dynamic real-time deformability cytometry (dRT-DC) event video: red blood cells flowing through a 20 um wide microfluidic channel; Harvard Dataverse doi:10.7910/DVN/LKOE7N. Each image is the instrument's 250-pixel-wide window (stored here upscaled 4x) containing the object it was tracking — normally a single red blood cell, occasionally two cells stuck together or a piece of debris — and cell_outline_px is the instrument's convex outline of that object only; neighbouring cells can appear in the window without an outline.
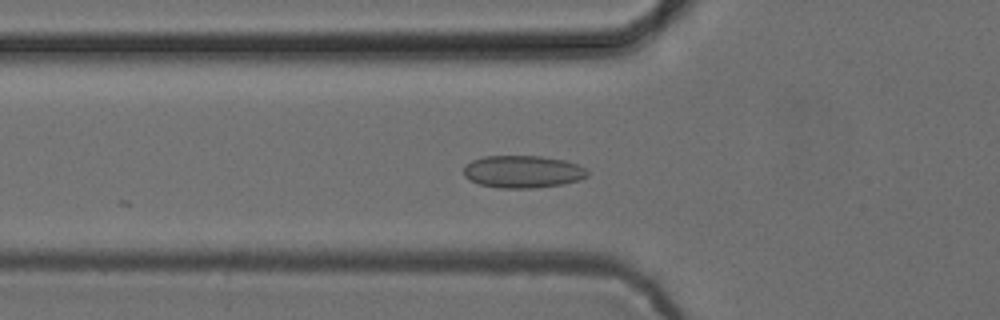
{"species": "common noctule bat (a hibernating species)", "species_latin": "Nyctalus noctula", "temperature_condition": "cold", "stored_images_in_passage": 15, "camera_frame_rate_fps": 3000, "um_per_image_px": 0.085, "animal": {"sex": "female", "body_mass_g": 24.6, "forearm_length_mm": 56.2}, "frame": {"image": 1, "passage_image": 10, "time_ms": 3.0, "image_size_px": [1000, 320], "cell_outline_px": [[588, 176], [580, 180], [564, 184], [536, 188], [500, 188], [480, 184], [464, 176], [464, 168], [472, 160], [484, 156], [540, 156], [564, 160], [576, 164], [584, 168], [588, 172]], "centroid_in_image_um": [44.46, 14.6], "position_along_channel_um": 81.3, "area_um2": 23.29}}
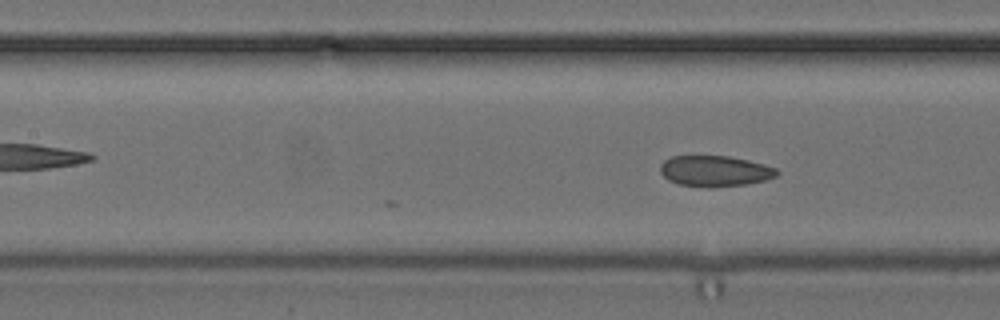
{"frame": {"image": 2, "passage_image": 15, "time_ms": 4.667, "image_size_px": [1000, 320], "cell_outline_px": [[780, 172], [776, 176], [764, 180], [748, 184], [712, 188], [680, 184], [668, 180], [660, 172], [660, 164], [664, 160], [672, 156], [728, 156], [748, 160], [764, 164], [776, 168]], "centroid_in_image_um": [60.77, 14.54], "position_along_channel_um": 146.6, "area_um2": 21.04}}